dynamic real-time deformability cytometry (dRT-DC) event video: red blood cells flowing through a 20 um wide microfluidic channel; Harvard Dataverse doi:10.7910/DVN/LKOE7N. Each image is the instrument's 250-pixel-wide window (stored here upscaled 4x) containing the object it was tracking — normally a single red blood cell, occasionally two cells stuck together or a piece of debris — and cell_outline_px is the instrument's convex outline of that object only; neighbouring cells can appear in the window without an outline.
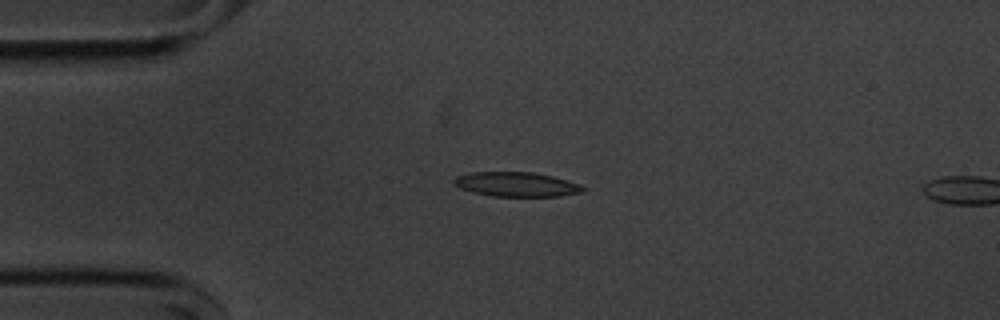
{"species": "common noctule bat (a hibernating species)", "species_latin": "Nyctalus noctula", "temperature_condition": "cold", "stored_images_in_passage": 3, "camera_frame_rate_fps": 3000, "um_per_image_px": 0.085, "animal": {"sex": "male", "body_mass_g": 20.1, "forearm_length_mm": 53.5}, "frame": {"image": 1, "passage_image": 1, "time_ms": 0.0, "image_size_px": [1000, 320], "cell_outline_px": [[588, 188], [584, 192], [560, 196], [492, 196], [472, 192], [460, 188], [452, 180], [456, 176], [472, 172], [532, 172], [552, 176], [580, 184]], "centroid_in_image_um": [43.93, 15.67], "position_along_channel_um": 41.1, "area_um2": 18.44}}